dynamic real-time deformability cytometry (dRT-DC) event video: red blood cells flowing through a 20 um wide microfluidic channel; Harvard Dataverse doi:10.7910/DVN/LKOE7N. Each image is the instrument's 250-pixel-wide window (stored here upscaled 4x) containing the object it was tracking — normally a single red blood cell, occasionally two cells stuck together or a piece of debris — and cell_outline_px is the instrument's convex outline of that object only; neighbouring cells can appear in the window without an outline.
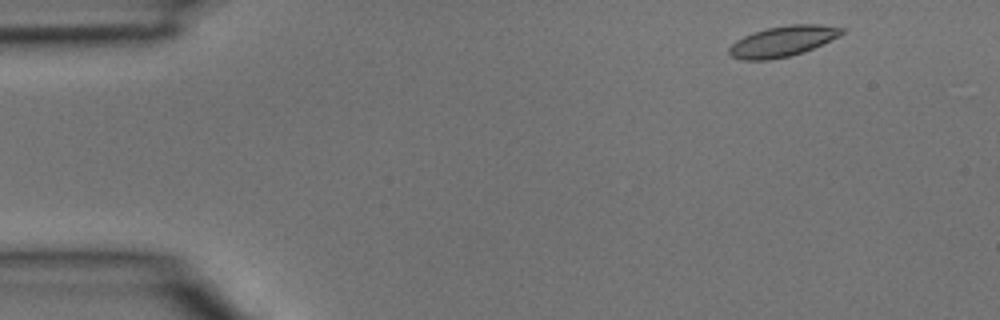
{"species": "common noctule bat (a hibernating species)", "species_latin": "Nyctalus noctula", "temperature_condition": "room temperature", "stored_images_in_passage": 3, "camera_frame_rate_fps": 3000, "um_per_image_px": 0.085, "animal": {"sex": "male", "body_mass_g": 15.6}, "frame": {"image": 1, "passage_image": 1, "time_ms": 0.0, "image_size_px": [1000, 320], "cell_outline_px": [[844, 32], [840, 36], [804, 52], [788, 56], [768, 60], [740, 60], [732, 56], [728, 52], [728, 48], [736, 40], [752, 32], [768, 28], [788, 24], [820, 24], [844, 28]], "centroid_in_image_um": [66.52, 3.5], "position_along_channel_um": 18.5, "area_um2": 20.11}}
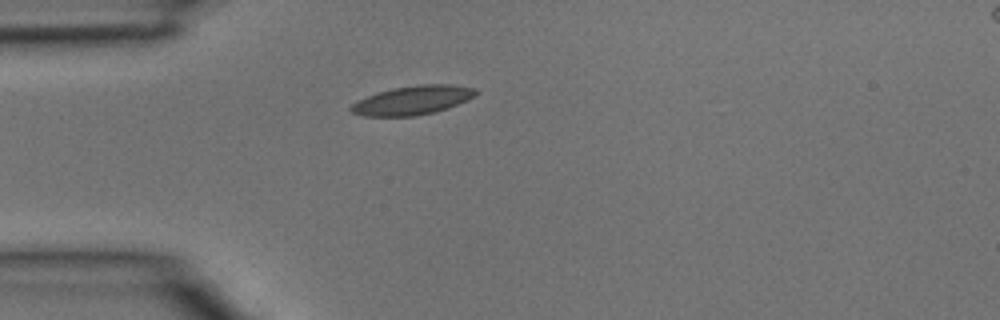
{"frame": {"image": 2, "passage_image": 3, "time_ms": 0.667, "image_size_px": [1000, 320], "cell_outline_px": [[480, 92], [448, 108], [416, 116], [364, 116], [352, 112], [348, 108], [352, 104], [368, 96], [392, 88], [420, 84], [452, 84], [476, 88]], "centroid_in_image_um": [35.07, 8.51], "position_along_channel_um": 49.9, "area_um2": 20.75}}